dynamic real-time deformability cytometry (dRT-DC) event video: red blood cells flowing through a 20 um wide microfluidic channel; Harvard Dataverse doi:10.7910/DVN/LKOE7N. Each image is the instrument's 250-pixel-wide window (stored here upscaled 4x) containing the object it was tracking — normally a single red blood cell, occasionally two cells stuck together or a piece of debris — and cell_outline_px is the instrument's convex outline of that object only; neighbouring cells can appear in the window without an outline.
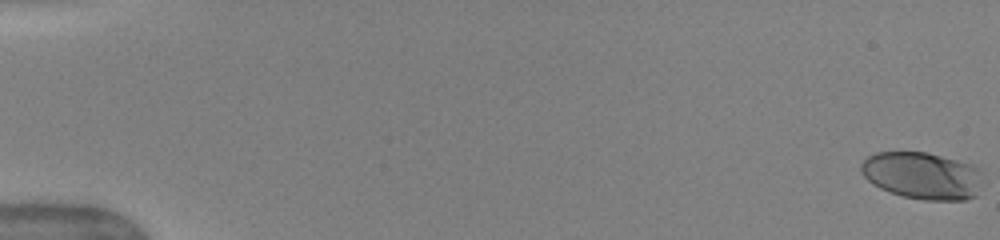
{"species": "human", "species_latin": "Homo sapiens", "temperature_condition": "warm", "stored_images_in_passage": 52, "camera_frame_rate_fps": 3000, "um_per_image_px": 0.085, "donor": {"sex": "female"}, "frame": {"image": 1, "passage_image": 1, "time_ms": 0.0, "image_size_px": [1000, 240], "cell_outline_px": [[980, 172], [976, 196], [964, 200], [924, 200], [904, 196], [880, 188], [872, 184], [860, 172], [860, 164], [868, 156], [876, 152], [928, 152], [972, 164], [980, 168]], "centroid_in_image_um": [78.36, 14.91], "position_along_channel_um": 6.6, "area_um2": 33.29}}
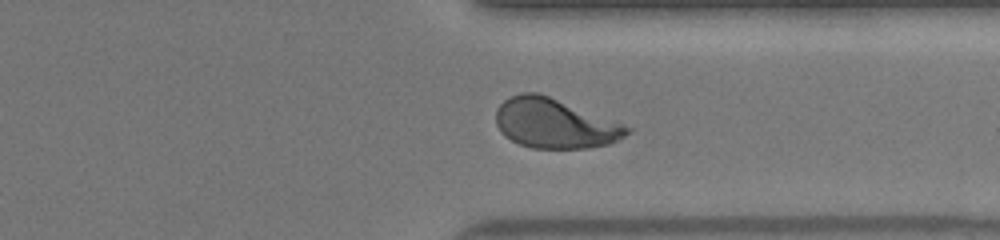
{"frame": {"image": 2, "passage_image": 41, "time_ms": 13.333, "image_size_px": [1000, 240], "cell_outline_px": [[636, 128], [632, 132], [608, 144], [588, 148], [532, 148], [520, 144], [504, 136], [500, 132], [496, 124], [496, 108], [508, 96], [520, 92], [536, 92], [548, 96]], "centroid_in_image_um": [47.15, 10.49], "position_along_channel_um": 364.2, "area_um2": 38.09}}
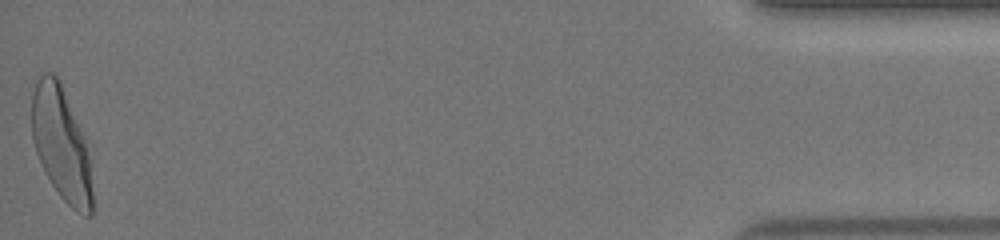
{"frame": {"image": 3, "passage_image": 52, "time_ms": 17.0, "image_size_px": [1000, 240], "cell_outline_px": [[92, 216], [84, 216], [76, 212], [60, 196], [52, 184], [36, 152], [32, 136], [32, 92], [40, 76], [44, 72], [52, 72], [60, 80], [84, 136], [88, 156], [92, 192]], "centroid_in_image_um": [5.2, 12.22], "position_along_channel_um": 430.0, "area_um2": 39.48}, "authors_computed_cell_mechanics": {"area_um2": 37.3099, "velocity_mm_per_s": 4.0347, "shape_relaxation_time_tau1_ms": 3.3765, "shape_relaxation_time_tau2_ms": null, "deformation_change_tau1": 0.1933, "deformation_change_tau2": null}}